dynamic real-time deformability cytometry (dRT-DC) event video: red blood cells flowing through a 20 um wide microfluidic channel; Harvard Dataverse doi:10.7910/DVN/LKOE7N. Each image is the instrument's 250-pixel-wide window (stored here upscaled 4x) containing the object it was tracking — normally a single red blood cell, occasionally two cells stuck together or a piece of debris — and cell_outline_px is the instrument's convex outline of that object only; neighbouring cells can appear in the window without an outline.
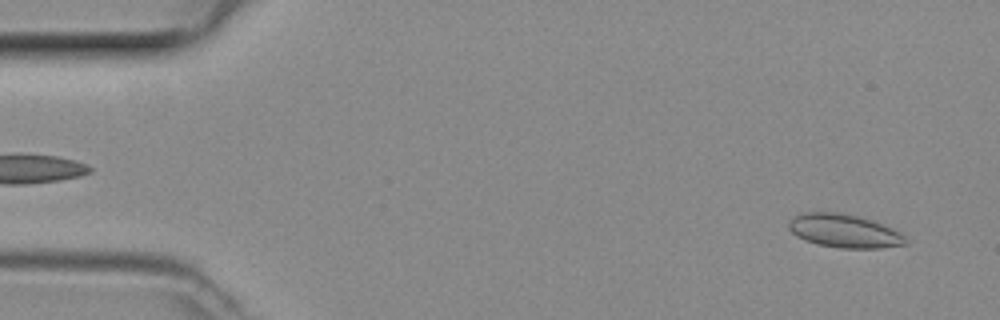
{"species": "common noctule bat (a hibernating species)", "species_latin": "Nyctalus noctula", "temperature_condition": "room temperature", "stored_images_in_passage": 47, "camera_frame_rate_fps": 3000, "um_per_image_px": 0.085, "animal": {"sex": "female", "body_mass_g": 29.2, "forearm_length_mm": 56.3}, "frame": {"image": 1, "passage_image": 2, "time_ms": 0.333, "image_size_px": [1000, 320], "cell_outline_px": [[908, 244], [880, 248], [840, 248], [816, 244], [804, 240], [796, 236], [788, 228], [788, 220], [796, 216], [808, 212], [836, 212], [856, 216], [892, 228], [900, 232], [908, 240]], "centroid_in_image_um": [71.74, 19.65], "position_along_channel_um": 13.3, "area_um2": 22.6}}
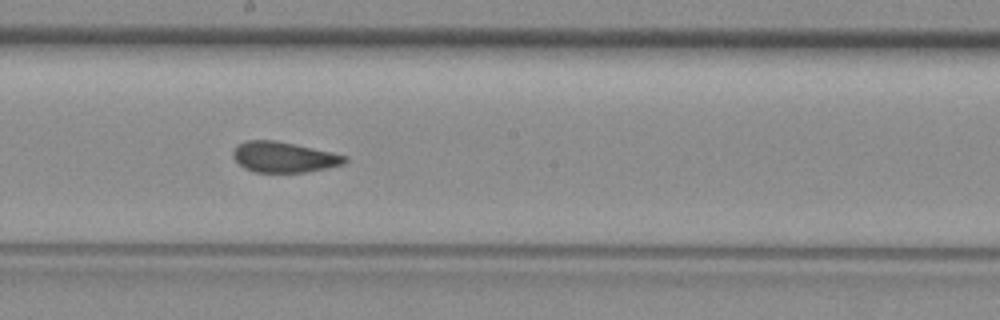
{"frame": {"image": 2, "passage_image": 25, "time_ms": 8.0, "image_size_px": [1000, 320], "cell_outline_px": [[348, 160], [344, 164], [328, 168], [304, 172], [252, 172], [244, 168], [232, 156], [232, 152], [240, 144], [248, 140], [276, 140], [296, 144], [332, 152], [348, 156]], "centroid_in_image_um": [24.16, 13.35], "position_along_channel_um": 224.0, "area_um2": 19.94}}
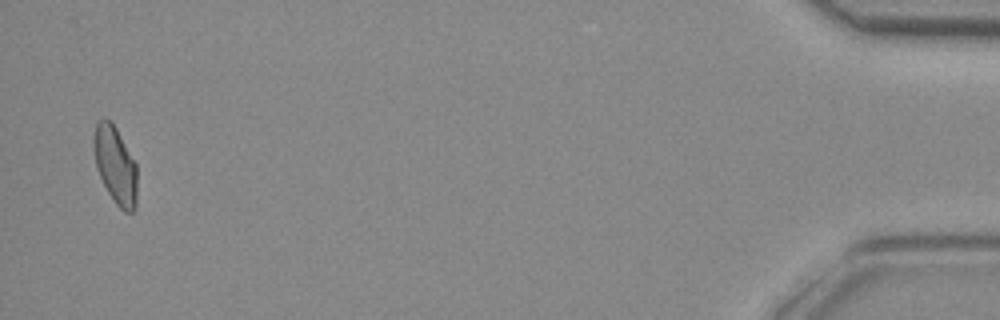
{"frame": {"image": 3, "passage_image": 46, "time_ms": 15.0, "image_size_px": [1000, 320], "cell_outline_px": [[136, 208], [132, 212], [124, 212], [116, 204], [108, 192], [96, 168], [92, 148], [92, 136], [96, 120], [104, 116], [116, 128], [136, 164]], "centroid_in_image_um": [9.76, 14.0], "position_along_channel_um": 425.4, "area_um2": 19.77}}